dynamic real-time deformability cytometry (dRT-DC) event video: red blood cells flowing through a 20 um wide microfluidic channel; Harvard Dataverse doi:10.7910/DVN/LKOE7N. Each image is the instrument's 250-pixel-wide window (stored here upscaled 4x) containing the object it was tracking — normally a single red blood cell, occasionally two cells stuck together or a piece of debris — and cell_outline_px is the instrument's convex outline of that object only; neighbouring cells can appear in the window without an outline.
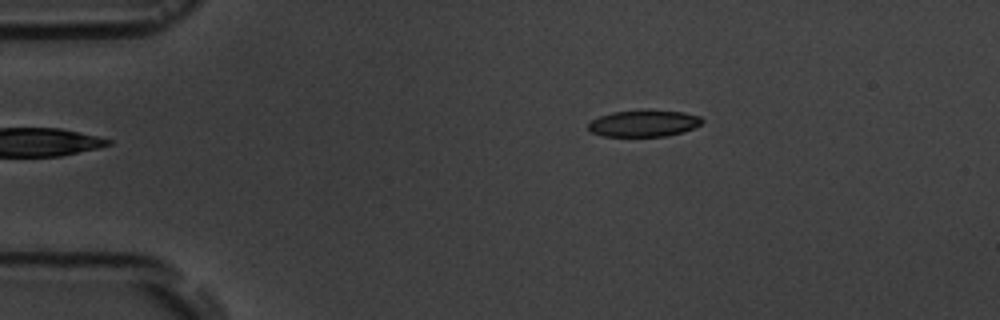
{"species": "common noctule bat (a hibernating species)", "species_latin": "Nyctalus noctula", "temperature_condition": "room temperature", "stored_images_in_passage": 5, "camera_frame_rate_fps": 3000, "um_per_image_px": 0.085, "animal": {"sex": "male", "body_mass_g": 19.5, "forearm_length_mm": 54.6}, "frame": {"image": 1, "passage_image": 5, "time_ms": 5.667, "image_size_px": [1000, 320], "cell_outline_px": [[704, 120], [700, 124], [692, 128], [680, 132], [664, 136], [604, 136], [592, 132], [588, 128], [588, 124], [592, 120], [600, 116], [612, 112], [640, 108], [648, 108], [684, 112], [700, 116]], "centroid_in_image_um": [54.72, 10.44], "position_along_channel_um": 30.3, "area_um2": 17.98}}